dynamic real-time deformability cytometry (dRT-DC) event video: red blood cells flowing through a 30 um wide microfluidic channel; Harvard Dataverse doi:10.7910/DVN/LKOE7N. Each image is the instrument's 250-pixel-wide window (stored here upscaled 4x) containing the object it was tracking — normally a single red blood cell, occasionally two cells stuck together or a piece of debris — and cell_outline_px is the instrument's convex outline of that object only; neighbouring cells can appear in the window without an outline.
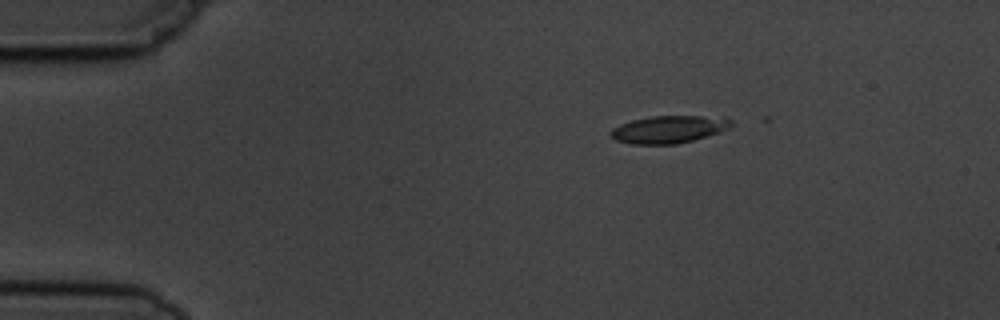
{"species": "common noctule bat (a hibernating species)", "species_latin": "Nyctalus noctula", "temperature_condition": "cold", "stored_images_in_passage": 5, "camera_frame_rate_fps": 3000, "um_per_image_px": 0.085, "animal": {"sex": "male", "body_mass_g": 19.5, "forearm_length_mm": 54.6}, "frame": {"image": 1, "passage_image": 3, "time_ms": 2.333, "image_size_px": [1000, 320], "cell_outline_px": [[736, 124], [732, 128], [720, 132], [692, 140], [676, 144], [632, 144], [616, 140], [608, 132], [612, 128], [620, 124], [632, 120], [652, 116], [724, 116], [732, 120]], "centroid_in_image_um": [56.92, 10.98], "position_along_channel_um": 28.1, "area_um2": 19.54}}